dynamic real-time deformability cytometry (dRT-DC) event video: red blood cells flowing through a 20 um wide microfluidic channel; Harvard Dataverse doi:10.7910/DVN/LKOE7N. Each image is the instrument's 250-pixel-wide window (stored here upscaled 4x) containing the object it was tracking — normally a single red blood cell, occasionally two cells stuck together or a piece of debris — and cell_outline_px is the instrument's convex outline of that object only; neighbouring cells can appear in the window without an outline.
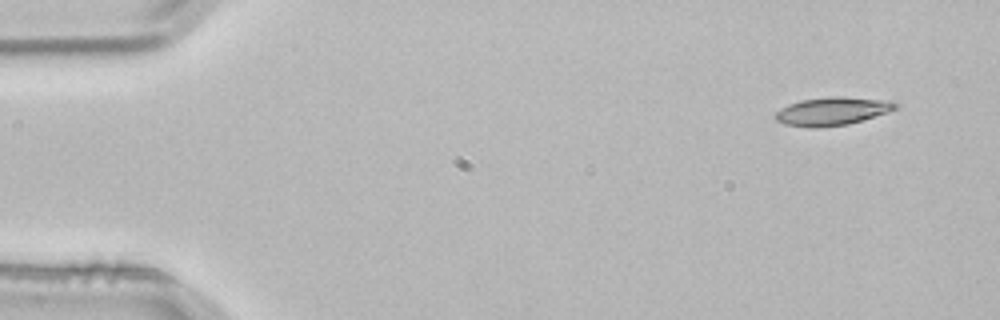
{"species": "common noctule bat (a hibernating species)", "species_latin": "Nyctalus noctula", "temperature_condition": "room temperature", "stored_images_in_passage": 3, "camera_frame_rate_fps": 3000, "um_per_image_px": 0.085, "animal": {"sex": "male", "body_mass_g": 21.5, "forearm_length_mm": 52.0}, "frame": {"image": 1, "passage_image": 1, "time_ms": 0.0, "image_size_px": [1000, 320], "cell_outline_px": [[900, 104], [896, 108], [888, 112], [864, 120], [848, 124], [816, 128], [808, 128], [784, 124], [776, 120], [776, 112], [780, 108], [788, 104], [800, 100], [832, 96], [840, 96], [880, 100]], "centroid_in_image_um": [70.69, 9.46], "position_along_channel_um": 14.3, "area_um2": 19.65}}